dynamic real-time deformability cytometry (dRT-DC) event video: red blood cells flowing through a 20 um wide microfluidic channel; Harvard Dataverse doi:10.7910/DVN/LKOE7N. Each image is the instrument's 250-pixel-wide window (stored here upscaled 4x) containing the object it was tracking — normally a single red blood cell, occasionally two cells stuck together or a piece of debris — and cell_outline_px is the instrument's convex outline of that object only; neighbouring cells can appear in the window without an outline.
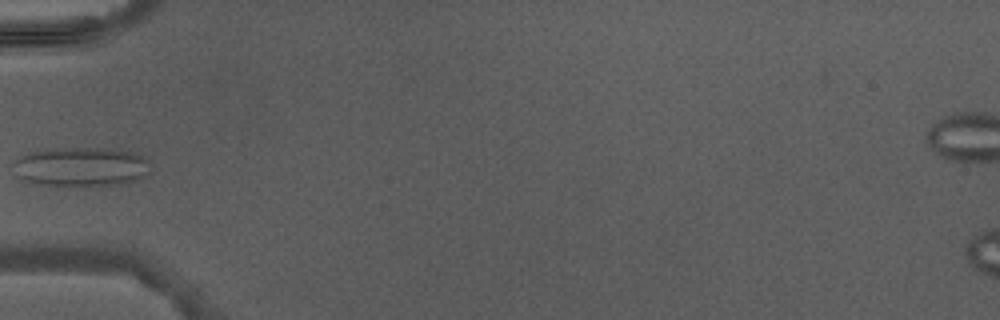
{"species": "Egyptian fruit bat (a non-hibernating species)", "species_latin": "Rousettus aegyptiacus", "temperature_condition": "warm", "stored_images_in_passage": 5, "camera_frame_rate_fps": 3000, "um_per_image_px": 0.085, "animal": {"sex": "male"}, "frame": {"image": 1, "passage_image": 5, "time_ms": 5.0, "image_size_px": [1000, 320], "cell_outline_px": [[148, 172], [144, 176], [136, 180], [120, 184], [44, 184], [24, 180], [20, 176], [12, 164], [20, 156], [36, 148], [104, 148], [132, 152], [148, 160]], "centroid_in_image_um": [6.86, 14.13], "position_along_channel_um": 78.1, "area_um2": 30.75}}